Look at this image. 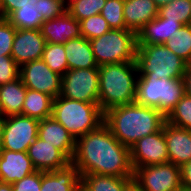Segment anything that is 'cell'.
I'll return each instance as SVG.
<instances>
[{"instance_id": "cell-1", "label": "cell", "mask_w": 191, "mask_h": 191, "mask_svg": "<svg viewBox=\"0 0 191 191\" xmlns=\"http://www.w3.org/2000/svg\"><path fill=\"white\" fill-rule=\"evenodd\" d=\"M71 163L78 169L80 176L100 174L134 177L130 148L121 144L105 123L76 139Z\"/></svg>"}, {"instance_id": "cell-2", "label": "cell", "mask_w": 191, "mask_h": 191, "mask_svg": "<svg viewBox=\"0 0 191 191\" xmlns=\"http://www.w3.org/2000/svg\"><path fill=\"white\" fill-rule=\"evenodd\" d=\"M166 117L154 107L136 102L111 108L104 113V123L123 145L131 147L139 139L163 128Z\"/></svg>"}, {"instance_id": "cell-3", "label": "cell", "mask_w": 191, "mask_h": 191, "mask_svg": "<svg viewBox=\"0 0 191 191\" xmlns=\"http://www.w3.org/2000/svg\"><path fill=\"white\" fill-rule=\"evenodd\" d=\"M98 69L99 106L103 113L111 108L135 102L138 78L136 61L105 64Z\"/></svg>"}, {"instance_id": "cell-4", "label": "cell", "mask_w": 191, "mask_h": 191, "mask_svg": "<svg viewBox=\"0 0 191 191\" xmlns=\"http://www.w3.org/2000/svg\"><path fill=\"white\" fill-rule=\"evenodd\" d=\"M51 116L78 139L104 123V113L96 103L58 96L53 100Z\"/></svg>"}, {"instance_id": "cell-5", "label": "cell", "mask_w": 191, "mask_h": 191, "mask_svg": "<svg viewBox=\"0 0 191 191\" xmlns=\"http://www.w3.org/2000/svg\"><path fill=\"white\" fill-rule=\"evenodd\" d=\"M138 78H183L187 63L164 44H137Z\"/></svg>"}, {"instance_id": "cell-6", "label": "cell", "mask_w": 191, "mask_h": 191, "mask_svg": "<svg viewBox=\"0 0 191 191\" xmlns=\"http://www.w3.org/2000/svg\"><path fill=\"white\" fill-rule=\"evenodd\" d=\"M184 95L185 89L182 78H137L135 102L147 107H154L165 117L169 115Z\"/></svg>"}, {"instance_id": "cell-7", "label": "cell", "mask_w": 191, "mask_h": 191, "mask_svg": "<svg viewBox=\"0 0 191 191\" xmlns=\"http://www.w3.org/2000/svg\"><path fill=\"white\" fill-rule=\"evenodd\" d=\"M98 66L136 61L137 36L129 29H111L89 40Z\"/></svg>"}, {"instance_id": "cell-8", "label": "cell", "mask_w": 191, "mask_h": 191, "mask_svg": "<svg viewBox=\"0 0 191 191\" xmlns=\"http://www.w3.org/2000/svg\"><path fill=\"white\" fill-rule=\"evenodd\" d=\"M60 96L99 105V69H70L62 76Z\"/></svg>"}, {"instance_id": "cell-9", "label": "cell", "mask_w": 191, "mask_h": 191, "mask_svg": "<svg viewBox=\"0 0 191 191\" xmlns=\"http://www.w3.org/2000/svg\"><path fill=\"white\" fill-rule=\"evenodd\" d=\"M39 120L22 114L3 118L2 150L27 152L37 138Z\"/></svg>"}, {"instance_id": "cell-10", "label": "cell", "mask_w": 191, "mask_h": 191, "mask_svg": "<svg viewBox=\"0 0 191 191\" xmlns=\"http://www.w3.org/2000/svg\"><path fill=\"white\" fill-rule=\"evenodd\" d=\"M134 179L142 191H179L182 188L180 167L169 162L137 168Z\"/></svg>"}, {"instance_id": "cell-11", "label": "cell", "mask_w": 191, "mask_h": 191, "mask_svg": "<svg viewBox=\"0 0 191 191\" xmlns=\"http://www.w3.org/2000/svg\"><path fill=\"white\" fill-rule=\"evenodd\" d=\"M19 77L27 89L45 93L53 98L61 93L62 76L52 71L42 59L21 65Z\"/></svg>"}, {"instance_id": "cell-12", "label": "cell", "mask_w": 191, "mask_h": 191, "mask_svg": "<svg viewBox=\"0 0 191 191\" xmlns=\"http://www.w3.org/2000/svg\"><path fill=\"white\" fill-rule=\"evenodd\" d=\"M130 160L134 171L144 166L168 163V150L163 128L135 142L130 147Z\"/></svg>"}, {"instance_id": "cell-13", "label": "cell", "mask_w": 191, "mask_h": 191, "mask_svg": "<svg viewBox=\"0 0 191 191\" xmlns=\"http://www.w3.org/2000/svg\"><path fill=\"white\" fill-rule=\"evenodd\" d=\"M45 45L40 29H16L11 57L19 66L41 59Z\"/></svg>"}, {"instance_id": "cell-14", "label": "cell", "mask_w": 191, "mask_h": 191, "mask_svg": "<svg viewBox=\"0 0 191 191\" xmlns=\"http://www.w3.org/2000/svg\"><path fill=\"white\" fill-rule=\"evenodd\" d=\"M27 154L37 171L50 172L62 169L71 163L59 149L38 137L29 146Z\"/></svg>"}, {"instance_id": "cell-15", "label": "cell", "mask_w": 191, "mask_h": 191, "mask_svg": "<svg viewBox=\"0 0 191 191\" xmlns=\"http://www.w3.org/2000/svg\"><path fill=\"white\" fill-rule=\"evenodd\" d=\"M169 163L178 167L191 160V130L176 127L165 122L163 125Z\"/></svg>"}, {"instance_id": "cell-16", "label": "cell", "mask_w": 191, "mask_h": 191, "mask_svg": "<svg viewBox=\"0 0 191 191\" xmlns=\"http://www.w3.org/2000/svg\"><path fill=\"white\" fill-rule=\"evenodd\" d=\"M38 138L59 149L70 161L75 152L76 140L52 116L39 121Z\"/></svg>"}, {"instance_id": "cell-17", "label": "cell", "mask_w": 191, "mask_h": 191, "mask_svg": "<svg viewBox=\"0 0 191 191\" xmlns=\"http://www.w3.org/2000/svg\"><path fill=\"white\" fill-rule=\"evenodd\" d=\"M35 171L27 152L0 151V182L13 184Z\"/></svg>"}, {"instance_id": "cell-18", "label": "cell", "mask_w": 191, "mask_h": 191, "mask_svg": "<svg viewBox=\"0 0 191 191\" xmlns=\"http://www.w3.org/2000/svg\"><path fill=\"white\" fill-rule=\"evenodd\" d=\"M40 31L46 42L51 44H64L70 39L82 36L80 22L67 11L61 16L43 22Z\"/></svg>"}, {"instance_id": "cell-19", "label": "cell", "mask_w": 191, "mask_h": 191, "mask_svg": "<svg viewBox=\"0 0 191 191\" xmlns=\"http://www.w3.org/2000/svg\"><path fill=\"white\" fill-rule=\"evenodd\" d=\"M159 8L153 0H125L123 16L126 29L138 31L158 16Z\"/></svg>"}, {"instance_id": "cell-20", "label": "cell", "mask_w": 191, "mask_h": 191, "mask_svg": "<svg viewBox=\"0 0 191 191\" xmlns=\"http://www.w3.org/2000/svg\"><path fill=\"white\" fill-rule=\"evenodd\" d=\"M40 191H80V174L69 163L62 169L42 172Z\"/></svg>"}, {"instance_id": "cell-21", "label": "cell", "mask_w": 191, "mask_h": 191, "mask_svg": "<svg viewBox=\"0 0 191 191\" xmlns=\"http://www.w3.org/2000/svg\"><path fill=\"white\" fill-rule=\"evenodd\" d=\"M181 26L179 21L166 20L157 16L138 31L137 44H163Z\"/></svg>"}, {"instance_id": "cell-22", "label": "cell", "mask_w": 191, "mask_h": 191, "mask_svg": "<svg viewBox=\"0 0 191 191\" xmlns=\"http://www.w3.org/2000/svg\"><path fill=\"white\" fill-rule=\"evenodd\" d=\"M65 55L70 69L98 68L91 43L83 36L64 43Z\"/></svg>"}, {"instance_id": "cell-23", "label": "cell", "mask_w": 191, "mask_h": 191, "mask_svg": "<svg viewBox=\"0 0 191 191\" xmlns=\"http://www.w3.org/2000/svg\"><path fill=\"white\" fill-rule=\"evenodd\" d=\"M26 90L20 77L0 86V109L3 118L22 114Z\"/></svg>"}, {"instance_id": "cell-24", "label": "cell", "mask_w": 191, "mask_h": 191, "mask_svg": "<svg viewBox=\"0 0 191 191\" xmlns=\"http://www.w3.org/2000/svg\"><path fill=\"white\" fill-rule=\"evenodd\" d=\"M54 98L45 93L27 89L22 108V115L29 116L37 120H43L52 114Z\"/></svg>"}, {"instance_id": "cell-25", "label": "cell", "mask_w": 191, "mask_h": 191, "mask_svg": "<svg viewBox=\"0 0 191 191\" xmlns=\"http://www.w3.org/2000/svg\"><path fill=\"white\" fill-rule=\"evenodd\" d=\"M134 177H115L100 174L80 176V191H123Z\"/></svg>"}, {"instance_id": "cell-26", "label": "cell", "mask_w": 191, "mask_h": 191, "mask_svg": "<svg viewBox=\"0 0 191 191\" xmlns=\"http://www.w3.org/2000/svg\"><path fill=\"white\" fill-rule=\"evenodd\" d=\"M37 2L38 0H29V3L13 11L6 19L16 29H40L44 18L39 13Z\"/></svg>"}, {"instance_id": "cell-27", "label": "cell", "mask_w": 191, "mask_h": 191, "mask_svg": "<svg viewBox=\"0 0 191 191\" xmlns=\"http://www.w3.org/2000/svg\"><path fill=\"white\" fill-rule=\"evenodd\" d=\"M163 44L188 65L191 64V24L182 25Z\"/></svg>"}, {"instance_id": "cell-28", "label": "cell", "mask_w": 191, "mask_h": 191, "mask_svg": "<svg viewBox=\"0 0 191 191\" xmlns=\"http://www.w3.org/2000/svg\"><path fill=\"white\" fill-rule=\"evenodd\" d=\"M158 16L166 20L179 21L182 25L191 24V0H173L159 8Z\"/></svg>"}, {"instance_id": "cell-29", "label": "cell", "mask_w": 191, "mask_h": 191, "mask_svg": "<svg viewBox=\"0 0 191 191\" xmlns=\"http://www.w3.org/2000/svg\"><path fill=\"white\" fill-rule=\"evenodd\" d=\"M41 59L52 71L60 74L61 76L69 70L64 44H51L46 42Z\"/></svg>"}, {"instance_id": "cell-30", "label": "cell", "mask_w": 191, "mask_h": 191, "mask_svg": "<svg viewBox=\"0 0 191 191\" xmlns=\"http://www.w3.org/2000/svg\"><path fill=\"white\" fill-rule=\"evenodd\" d=\"M107 0H71L67 12L79 22L92 15L100 14Z\"/></svg>"}, {"instance_id": "cell-31", "label": "cell", "mask_w": 191, "mask_h": 191, "mask_svg": "<svg viewBox=\"0 0 191 191\" xmlns=\"http://www.w3.org/2000/svg\"><path fill=\"white\" fill-rule=\"evenodd\" d=\"M166 122L179 128L191 130V97L184 95L166 117Z\"/></svg>"}, {"instance_id": "cell-32", "label": "cell", "mask_w": 191, "mask_h": 191, "mask_svg": "<svg viewBox=\"0 0 191 191\" xmlns=\"http://www.w3.org/2000/svg\"><path fill=\"white\" fill-rule=\"evenodd\" d=\"M124 2L125 0H107L100 12L111 29H126L123 16Z\"/></svg>"}, {"instance_id": "cell-33", "label": "cell", "mask_w": 191, "mask_h": 191, "mask_svg": "<svg viewBox=\"0 0 191 191\" xmlns=\"http://www.w3.org/2000/svg\"><path fill=\"white\" fill-rule=\"evenodd\" d=\"M81 35L88 39H94L102 36L111 30L108 22L101 14L92 15L89 18L80 21Z\"/></svg>"}, {"instance_id": "cell-34", "label": "cell", "mask_w": 191, "mask_h": 191, "mask_svg": "<svg viewBox=\"0 0 191 191\" xmlns=\"http://www.w3.org/2000/svg\"><path fill=\"white\" fill-rule=\"evenodd\" d=\"M16 28L6 19L0 17V58L11 56Z\"/></svg>"}, {"instance_id": "cell-35", "label": "cell", "mask_w": 191, "mask_h": 191, "mask_svg": "<svg viewBox=\"0 0 191 191\" xmlns=\"http://www.w3.org/2000/svg\"><path fill=\"white\" fill-rule=\"evenodd\" d=\"M39 13L43 15L44 22L63 15L67 11L65 0H38Z\"/></svg>"}, {"instance_id": "cell-36", "label": "cell", "mask_w": 191, "mask_h": 191, "mask_svg": "<svg viewBox=\"0 0 191 191\" xmlns=\"http://www.w3.org/2000/svg\"><path fill=\"white\" fill-rule=\"evenodd\" d=\"M20 66L11 56L0 58V86L19 78Z\"/></svg>"}, {"instance_id": "cell-37", "label": "cell", "mask_w": 191, "mask_h": 191, "mask_svg": "<svg viewBox=\"0 0 191 191\" xmlns=\"http://www.w3.org/2000/svg\"><path fill=\"white\" fill-rule=\"evenodd\" d=\"M42 171H35L12 184L13 191H40Z\"/></svg>"}, {"instance_id": "cell-38", "label": "cell", "mask_w": 191, "mask_h": 191, "mask_svg": "<svg viewBox=\"0 0 191 191\" xmlns=\"http://www.w3.org/2000/svg\"><path fill=\"white\" fill-rule=\"evenodd\" d=\"M29 0H0V17L7 18L13 11L22 8Z\"/></svg>"}, {"instance_id": "cell-39", "label": "cell", "mask_w": 191, "mask_h": 191, "mask_svg": "<svg viewBox=\"0 0 191 191\" xmlns=\"http://www.w3.org/2000/svg\"><path fill=\"white\" fill-rule=\"evenodd\" d=\"M180 175L182 187L191 189V160L180 167Z\"/></svg>"}, {"instance_id": "cell-40", "label": "cell", "mask_w": 191, "mask_h": 191, "mask_svg": "<svg viewBox=\"0 0 191 191\" xmlns=\"http://www.w3.org/2000/svg\"><path fill=\"white\" fill-rule=\"evenodd\" d=\"M182 79L184 81L185 94L191 97V64L187 65Z\"/></svg>"}, {"instance_id": "cell-41", "label": "cell", "mask_w": 191, "mask_h": 191, "mask_svg": "<svg viewBox=\"0 0 191 191\" xmlns=\"http://www.w3.org/2000/svg\"><path fill=\"white\" fill-rule=\"evenodd\" d=\"M123 191H142L138 182L132 178L123 188Z\"/></svg>"}, {"instance_id": "cell-42", "label": "cell", "mask_w": 191, "mask_h": 191, "mask_svg": "<svg viewBox=\"0 0 191 191\" xmlns=\"http://www.w3.org/2000/svg\"><path fill=\"white\" fill-rule=\"evenodd\" d=\"M0 191H13L12 184L0 182Z\"/></svg>"}, {"instance_id": "cell-43", "label": "cell", "mask_w": 191, "mask_h": 191, "mask_svg": "<svg viewBox=\"0 0 191 191\" xmlns=\"http://www.w3.org/2000/svg\"><path fill=\"white\" fill-rule=\"evenodd\" d=\"M158 8L165 6L166 4L172 2L173 0H153Z\"/></svg>"}, {"instance_id": "cell-44", "label": "cell", "mask_w": 191, "mask_h": 191, "mask_svg": "<svg viewBox=\"0 0 191 191\" xmlns=\"http://www.w3.org/2000/svg\"><path fill=\"white\" fill-rule=\"evenodd\" d=\"M2 121L3 117L0 116V151L2 150Z\"/></svg>"}, {"instance_id": "cell-45", "label": "cell", "mask_w": 191, "mask_h": 191, "mask_svg": "<svg viewBox=\"0 0 191 191\" xmlns=\"http://www.w3.org/2000/svg\"><path fill=\"white\" fill-rule=\"evenodd\" d=\"M179 191H191V189H187V188H181Z\"/></svg>"}]
</instances>
